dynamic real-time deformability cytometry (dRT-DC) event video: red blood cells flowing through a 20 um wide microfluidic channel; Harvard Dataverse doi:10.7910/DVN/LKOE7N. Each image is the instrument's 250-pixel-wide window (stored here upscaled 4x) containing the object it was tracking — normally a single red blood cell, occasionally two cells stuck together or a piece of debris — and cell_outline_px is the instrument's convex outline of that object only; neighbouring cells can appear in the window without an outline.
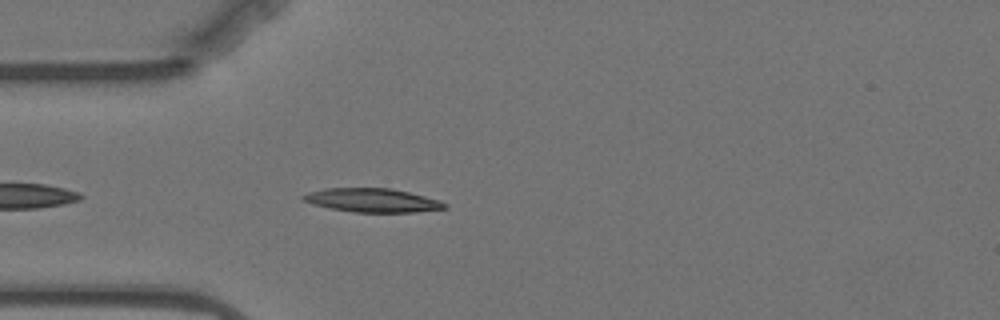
{"species": "Egyptian fruit bat (a non-hibernating species)", "species_latin": "Rousettus aegyptiacus", "temperature_condition": "warm", "stored_images_in_passage": 45, "camera_frame_rate_fps": 3000, "um_per_image_px": 0.085, "animal": {"sex": "female"}, "frame": {"image": 1, "passage_image": 4, "time_ms": 1.0, "image_size_px": [1000, 320], "cell_outline_px": [[448, 208], [412, 212], [352, 212], [312, 204], [304, 200], [300, 196], [308, 192], [324, 188], [392, 188], [440, 200], [448, 204]], "centroid_in_image_um": [31.66, 17.02], "position_along_channel_um": 53.3, "area_um2": 19.54}}
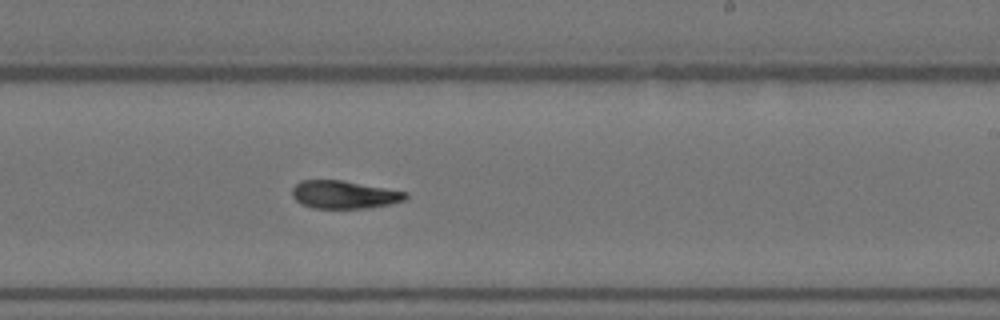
{"frame": {"image": 2, "passage_image": 22, "time_ms": 7.0, "image_size_px": [1000, 320], "cell_outline_px": [[408, 196], [404, 200], [388, 204], [364, 208], [312, 208], [300, 204], [292, 196], [292, 188], [300, 180], [344, 180], [408, 192]], "centroid_in_image_um": [29.22, 16.53], "position_along_channel_um": 259.8, "area_um2": 18.5}}
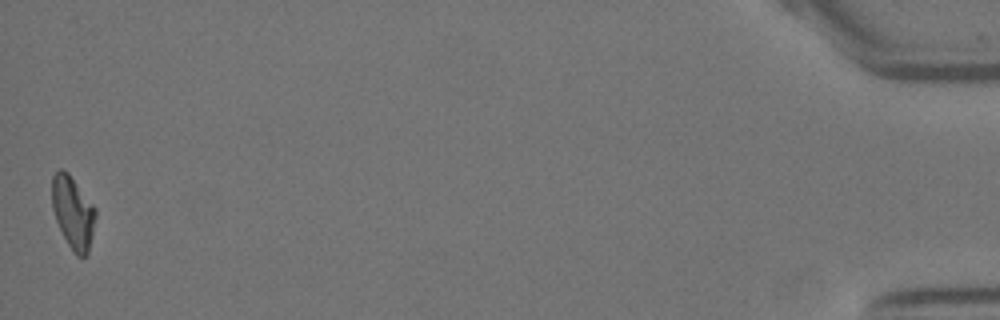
{"frame": {"image": 3, "passage_image": 45, "time_ms": 14.667, "image_size_px": [1000, 320], "cell_outline_px": [[96, 216], [92, 236], [88, 252], [84, 256], [76, 256], [72, 252], [56, 220], [52, 208], [52, 176], [60, 168], [64, 168], [68, 172], [96, 208]], "centroid_in_image_um": [6.2, 18.04], "position_along_channel_um": 429.0, "area_um2": 18.38}, "authors_computed_cell_mechanics": {"area_um2": 18.8428, "velocity_mm_per_s": 3.5267, "shape_relaxation_time_tau1_ms": 6.2949, "shape_relaxation_time_tau2_ms": 5.5402, "deformation_change_tau1": 0.195, "deformation_change_tau2": 0.1272}}